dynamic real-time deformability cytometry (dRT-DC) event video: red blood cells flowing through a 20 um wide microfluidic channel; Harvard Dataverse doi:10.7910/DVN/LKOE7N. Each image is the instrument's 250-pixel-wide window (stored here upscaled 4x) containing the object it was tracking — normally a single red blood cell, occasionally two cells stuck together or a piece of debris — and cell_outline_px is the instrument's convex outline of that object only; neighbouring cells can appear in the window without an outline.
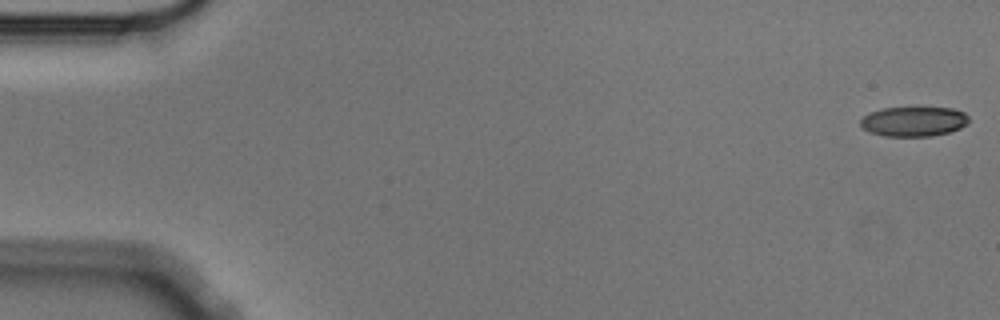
{"species": "Egyptian fruit bat (a non-hibernating species)", "species_latin": "Rousettus aegyptiacus", "temperature_condition": "cold", "stored_images_in_passage": 5, "camera_frame_rate_fps": 3000, "um_per_image_px": 0.085, "animal": {"sex": "male"}, "frame": {"image": 1, "passage_image": 1, "time_ms": 0.0, "image_size_px": [1000, 320], "cell_outline_px": [[968, 124], [960, 128], [948, 132], [932, 136], [884, 136], [868, 132], [860, 124], [860, 120], [864, 116], [872, 112], [884, 108], [952, 108], [964, 112], [968, 116]], "centroid_in_image_um": [77.68, 10.33], "position_along_channel_um": 7.3, "area_um2": 18.67}}
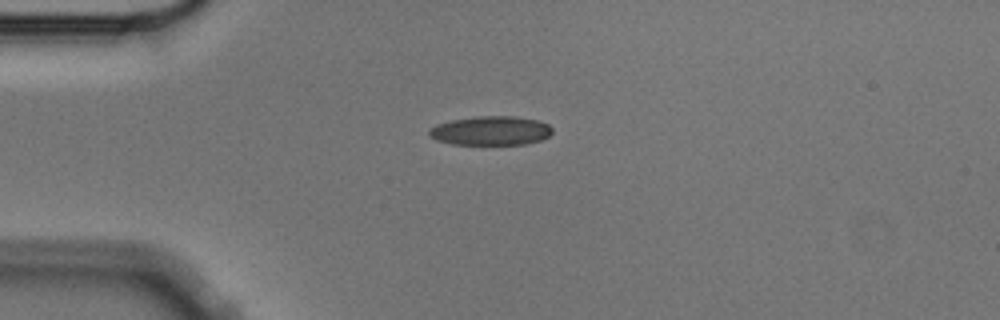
{"frame": {"image": 2, "passage_image": 4, "time_ms": 1.0, "image_size_px": [1000, 320], "cell_outline_px": [[552, 132], [548, 136], [540, 140], [524, 144], [452, 144], [436, 140], [428, 136], [428, 132], [436, 124], [452, 120], [476, 116], [516, 116], [540, 120], [548, 124], [552, 128]], "centroid_in_image_um": [41.72, 11.1], "position_along_channel_um": 43.3, "area_um2": 20.92}}